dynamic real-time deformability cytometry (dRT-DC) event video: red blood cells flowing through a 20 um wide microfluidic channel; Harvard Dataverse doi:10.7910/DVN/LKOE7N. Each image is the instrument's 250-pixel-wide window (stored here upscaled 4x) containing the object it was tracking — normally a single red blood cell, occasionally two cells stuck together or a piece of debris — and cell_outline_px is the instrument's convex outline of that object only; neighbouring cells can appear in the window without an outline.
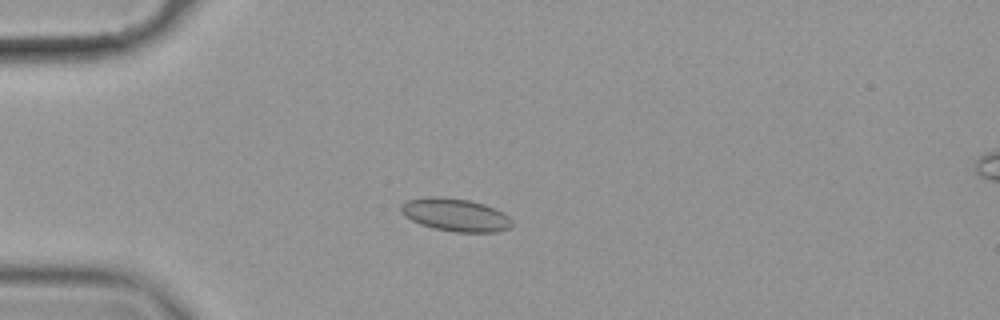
{"species": "common noctule bat (a hibernating species)", "species_latin": "Nyctalus noctula", "temperature_condition": "cold", "stored_images_in_passage": 44, "segment_of_instrument_passage": [1, 2], "camera_frame_rate_fps": 3000, "um_per_image_px": 0.085, "animal": {"sex": "female", "body_mass_g": 19.9}, "frame": {"image": 1, "passage_image": 9, "time_ms": 2.667, "image_size_px": [1000, 320], "cell_outline_px": [[512, 228], [496, 232], [452, 232], [432, 228], [420, 224], [404, 216], [400, 212], [400, 204], [408, 200], [428, 196], [436, 196], [468, 200], [484, 204], [496, 208], [504, 212], [512, 220]], "centroid_in_image_um": [38.72, 18.27], "position_along_channel_um": 46.3, "area_um2": 21.56}}
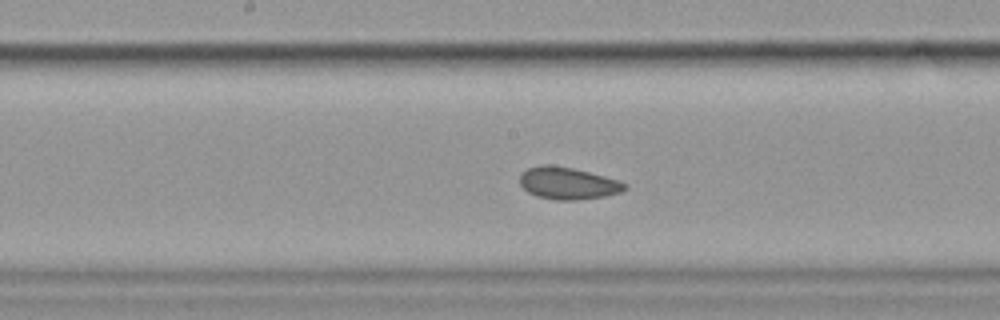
{"frame": {"image": 2, "passage_image": 24, "time_ms": 7.667, "image_size_px": [1000, 320], "cell_outline_px": [[628, 188], [620, 192], [604, 196], [576, 200], [556, 200], [536, 196], [528, 192], [520, 184], [520, 172], [528, 168], [544, 164], [548, 164], [572, 168], [604, 176], [628, 184]], "centroid_in_image_um": [48.24, 15.58], "position_along_channel_um": 200.0, "area_um2": 19.54}}
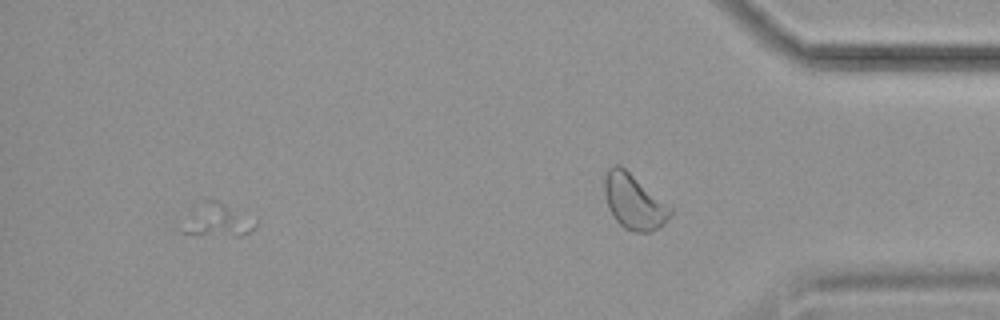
{"frame": {"image": 3, "passage_image": 40, "time_ms": 13.0, "image_size_px": [1000, 320], "cell_outline_px": [[260, 220], [256, 228], [240, 236], [236, 236], [180, 232], [208, 200], [216, 200]], "centroid_in_image_um": [18.76, 18.76], "position_along_channel_um": 416.4, "area_um2": 12.77}}